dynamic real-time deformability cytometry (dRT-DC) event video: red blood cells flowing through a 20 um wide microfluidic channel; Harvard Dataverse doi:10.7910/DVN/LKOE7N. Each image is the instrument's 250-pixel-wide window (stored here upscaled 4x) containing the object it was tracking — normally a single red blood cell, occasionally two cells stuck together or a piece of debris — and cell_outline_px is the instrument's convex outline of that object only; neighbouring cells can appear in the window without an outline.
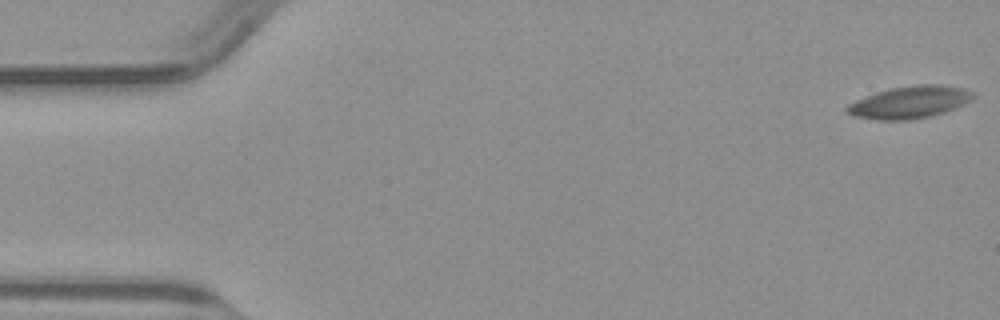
{"species": "common noctule bat (a hibernating species)", "species_latin": "Nyctalus noctula", "temperature_condition": "warm", "stored_images_in_passage": 52, "camera_frame_rate_fps": 3000, "um_per_image_px": 0.085, "animal": {"sex": "male", "body_mass_g": 23.1, "forearm_length_mm": 52.7}, "frame": {"image": 1, "passage_image": 1, "time_ms": 0.0, "image_size_px": [1000, 320], "cell_outline_px": [[976, 96], [944, 112], [912, 120], [880, 120], [856, 116], [844, 112], [844, 108], [848, 104], [856, 100], [876, 92], [892, 88], [920, 84], [936, 84], [960, 88], [972, 92]], "centroid_in_image_um": [77.24, 8.69], "position_along_channel_um": 7.8, "area_um2": 23.18}}
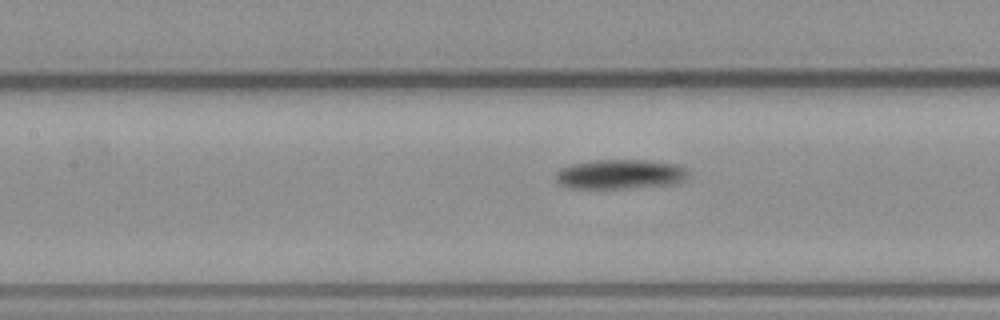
{"frame": {"image": 2, "passage_image": 23, "time_ms": 7.333, "image_size_px": [1000, 320], "cell_outline_px": [[684, 180], [672, 184], [624, 188], [568, 188], [560, 184], [556, 180], [556, 172], [560, 168], [572, 164], [592, 160], [644, 160], [676, 164], [684, 168]], "centroid_in_image_um": [52.62, 14.8], "position_along_channel_um": 154.8, "area_um2": 22.48}}
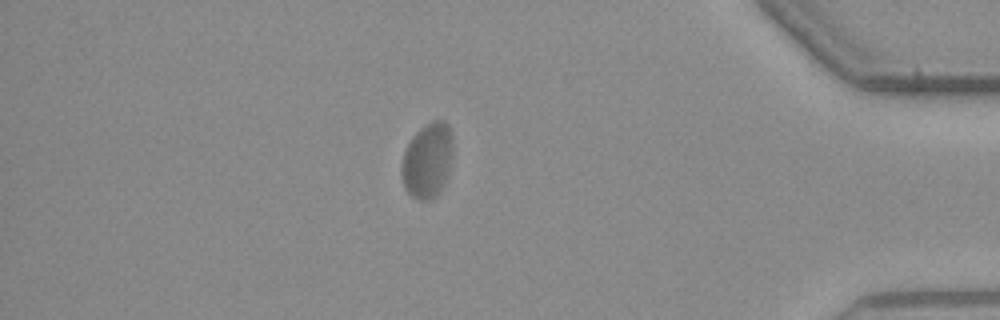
{"frame": {"image": 3, "passage_image": 45, "time_ms": 14.667, "image_size_px": [1000, 320], "cell_outline_px": [[452, 148], [448, 172], [440, 192], [436, 196], [428, 200], [420, 200], [412, 196], [404, 188], [400, 172], [400, 168], [404, 152], [412, 136], [424, 124], [432, 120], [444, 120], [448, 124], [452, 132]], "centroid_in_image_um": [36.32, 13.61], "position_along_channel_um": 398.9, "area_um2": 22.6}}